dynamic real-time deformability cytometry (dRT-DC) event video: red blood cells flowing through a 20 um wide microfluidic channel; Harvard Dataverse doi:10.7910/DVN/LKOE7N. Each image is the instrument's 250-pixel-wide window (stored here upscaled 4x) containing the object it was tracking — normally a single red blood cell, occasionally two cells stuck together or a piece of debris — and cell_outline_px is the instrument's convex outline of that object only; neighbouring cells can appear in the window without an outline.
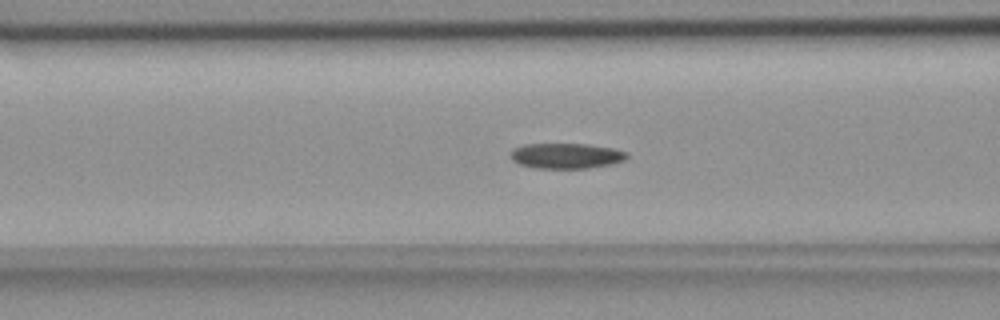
{"species": "common noctule bat (a hibernating species)", "species_latin": "Nyctalus noctula", "temperature_condition": "room temperature", "stored_images_in_passage": 41, "camera_frame_rate_fps": 3000, "um_per_image_px": 0.085, "animal": {"sex": "female", "body_mass_g": 18.4}, "frame": {"image": 1, "passage_image": 7, "time_ms": 2.0, "image_size_px": [1000, 320], "cell_outline_px": [[628, 156], [624, 160], [612, 164], [588, 168], [536, 168], [520, 164], [512, 160], [508, 156], [508, 152], [512, 148], [524, 144], [588, 144], [612, 148], [628, 152]], "centroid_in_image_um": [48.08, 13.24], "position_along_channel_um": 118.5, "area_um2": 17.4}}
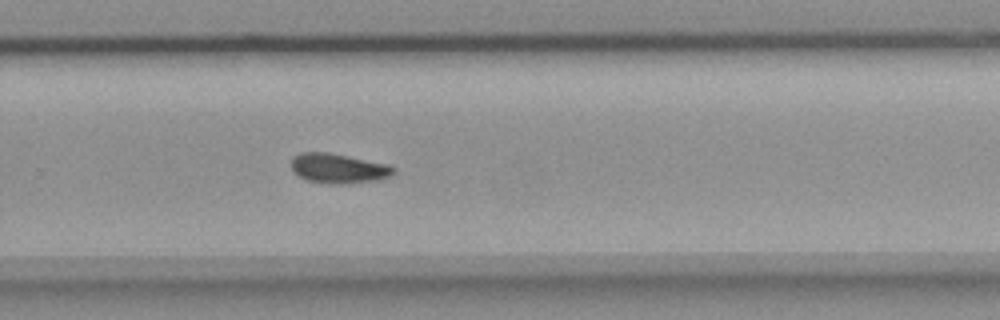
{"frame": {"image": 2, "passage_image": 22, "time_ms": 7.0, "image_size_px": [1000, 320], "cell_outline_px": [[396, 172], [388, 176], [376, 180], [340, 184], [328, 184], [308, 180], [292, 172], [292, 156], [300, 152], [328, 152], [388, 164], [396, 168]], "centroid_in_image_um": [28.74, 14.3], "position_along_channel_um": 301.1, "area_um2": 17.69}}
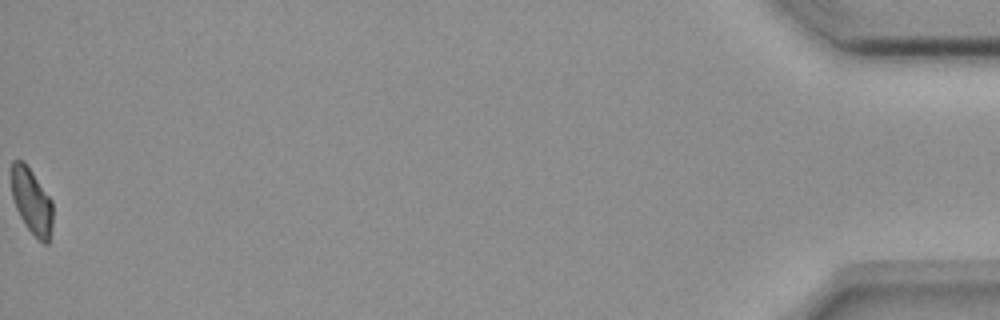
{"frame": {"image": 3, "passage_image": 41, "time_ms": 13.333, "image_size_px": [1000, 320], "cell_outline_px": [[52, 224], [48, 244], [44, 244], [24, 224], [16, 208], [12, 196], [12, 160], [24, 160], [52, 200]], "centroid_in_image_um": [2.69, 17.09], "position_along_channel_um": 432.5, "area_um2": 15.66}, "authors_computed_cell_mechanics": {"area_um2": 17.34, "velocity_mm_per_s": 3.6622, "shape_relaxation_time_tau1_ms": 10.6284, "shape_relaxation_time_tau2_ms": null, "deformation_change_tau1": 0.1574, "deformation_change_tau2": null}}